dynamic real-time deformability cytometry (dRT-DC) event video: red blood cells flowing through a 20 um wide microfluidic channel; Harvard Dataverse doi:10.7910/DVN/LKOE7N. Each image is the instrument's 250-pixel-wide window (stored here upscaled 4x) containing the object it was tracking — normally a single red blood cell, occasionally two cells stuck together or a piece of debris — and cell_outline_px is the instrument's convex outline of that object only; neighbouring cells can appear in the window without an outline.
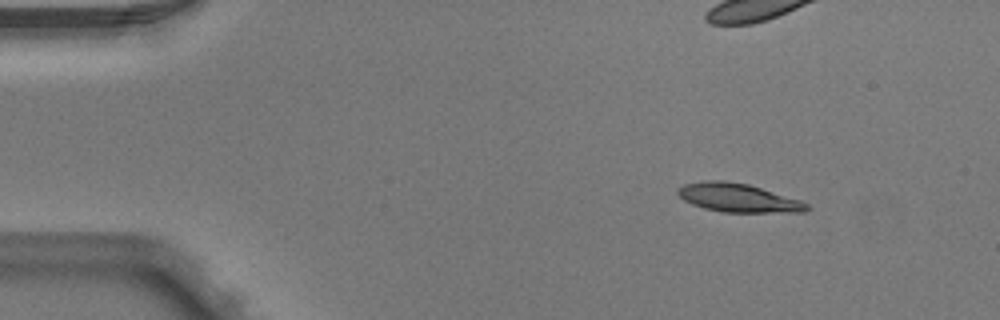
{"species": "Egyptian fruit bat (a non-hibernating species)", "species_latin": "Rousettus aegyptiacus", "temperature_condition": "warm", "stored_images_in_passage": 8, "camera_frame_rate_fps": 3000, "um_per_image_px": 0.085, "animal": {"sex": "male"}, "frame": {"image": 1, "passage_image": 1, "time_ms": 0.0, "image_size_px": [1000, 320], "cell_outline_px": [[812, 208], [804, 212], [724, 212], [704, 208], [692, 204], [684, 200], [676, 192], [676, 188], [684, 184], [704, 180], [724, 180], [748, 184], [800, 200], [808, 204]], "centroid_in_image_um": [62.73, 16.81], "position_along_channel_um": 22.3, "area_um2": 21.5}}
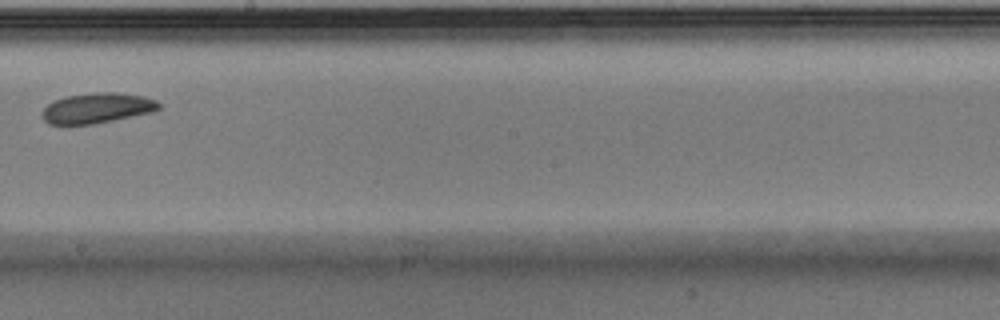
{"frame": {"image": 2, "passage_image": 7, "time_ms": 2.0, "image_size_px": [1000, 320], "cell_outline_px": [[160, 108], [152, 112], [92, 124], [48, 124], [40, 116], [44, 108], [48, 104], [64, 96], [96, 92], [112, 92], [144, 96], [156, 100], [160, 104]], "centroid_in_image_um": [8.23, 9.18], "position_along_channel_um": 240.0, "area_um2": 20.46}}
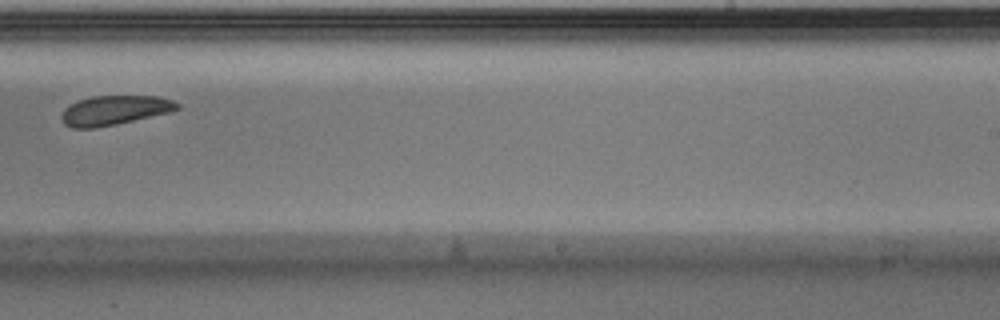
{"frame": {"image": 3, "passage_image": 8, "time_ms": 2.333, "image_size_px": [1000, 320], "cell_outline_px": [[180, 108], [172, 112], [116, 124], [96, 128], [72, 128], [64, 124], [60, 120], [60, 116], [64, 108], [80, 100], [92, 96], [156, 96], [172, 100], [180, 104]], "centroid_in_image_um": [9.73, 9.38], "position_along_channel_um": 279.3, "area_um2": 19.94}}